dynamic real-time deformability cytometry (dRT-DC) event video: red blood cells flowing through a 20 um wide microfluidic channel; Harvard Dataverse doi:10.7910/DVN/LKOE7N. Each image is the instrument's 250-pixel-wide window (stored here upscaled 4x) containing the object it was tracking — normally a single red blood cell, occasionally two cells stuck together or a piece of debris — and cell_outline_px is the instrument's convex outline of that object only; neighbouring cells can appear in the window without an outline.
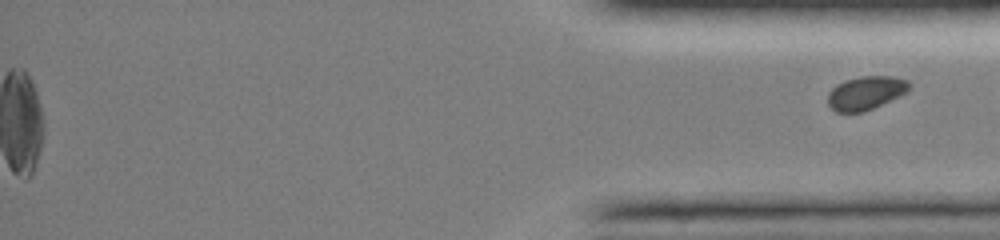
{"species": "common noctule bat (a hibernating species)", "species_latin": "Nyctalus noctula", "temperature_condition": "room temperature", "stored_images_in_passage": 62, "segment_of_instrument_passage": [2, 2], "camera_frame_rate_fps": 3000, "um_per_image_px": 0.085, "animal": {"sex": "female", "body_mass_g": 19.0, "forearm_length_mm": 51.5}, "frame": {"image": 1, "passage_image": 62, "time_ms": 15.667, "image_size_px": [1000, 240], "cell_outline_px": [[908, 92], [900, 96], [864, 112], [836, 112], [828, 104], [828, 92], [836, 84], [844, 80], [860, 76], [896, 76], [908, 80]], "centroid_in_image_um": [73.58, 7.89], "position_along_channel_um": 361.6, "area_um2": 16.01}}